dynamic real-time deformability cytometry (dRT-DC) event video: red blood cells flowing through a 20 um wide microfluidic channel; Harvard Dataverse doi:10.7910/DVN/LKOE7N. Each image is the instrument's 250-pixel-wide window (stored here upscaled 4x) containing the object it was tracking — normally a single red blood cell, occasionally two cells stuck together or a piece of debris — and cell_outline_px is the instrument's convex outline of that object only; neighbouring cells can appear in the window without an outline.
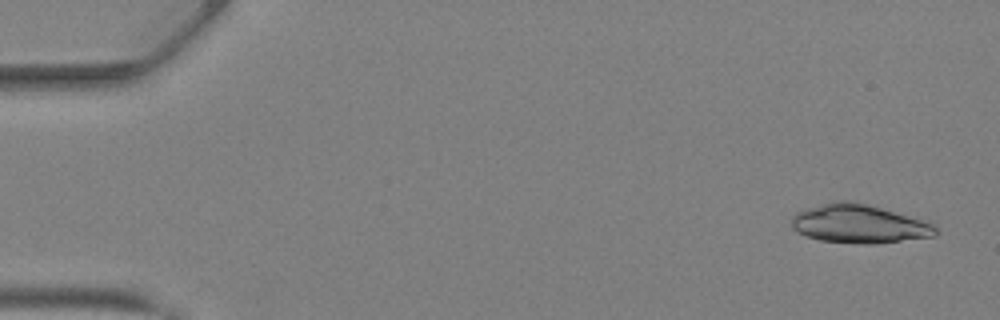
{"species": "Egyptian fruit bat (a non-hibernating species)", "species_latin": "Rousettus aegyptiacus", "temperature_condition": "warm", "stored_images_in_passage": 41, "camera_frame_rate_fps": 3000, "um_per_image_px": 0.085, "animal": {"sex": "female"}, "frame": {"image": 1, "passage_image": 1, "time_ms": 0.0, "image_size_px": [1000, 320], "cell_outline_px": [[936, 236], [876, 244], [860, 244], [820, 240], [796, 232], [792, 228], [792, 216], [796, 212], [804, 208], [832, 200], [852, 200], [932, 220], [936, 224]], "centroid_in_image_um": [73.08, 19.0], "position_along_channel_um": 11.9, "area_um2": 33.47}}
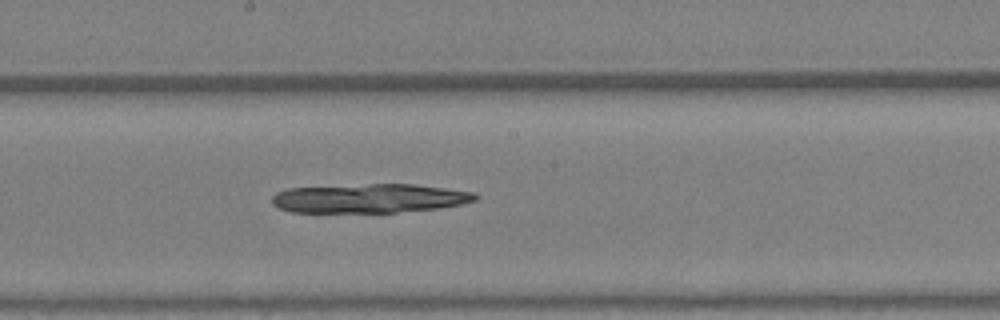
{"frame": {"image": 2, "passage_image": 22, "time_ms": 7.0, "image_size_px": [1000, 320], "cell_outline_px": [[480, 196], [476, 200], [460, 204], [436, 208], [396, 212], [292, 212], [280, 208], [272, 204], [272, 196], [276, 192], [288, 188], [372, 184], [416, 184], [472, 192]], "centroid_in_image_um": [31.38, 16.85], "position_along_channel_um": 216.8, "area_um2": 34.16}}
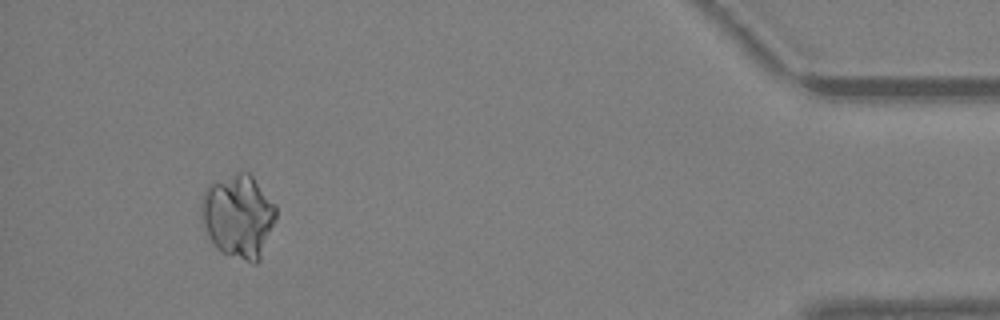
{"frame": {"image": 3, "passage_image": 38, "time_ms": 12.333, "image_size_px": [1000, 320], "cell_outline_px": [[276, 220], [260, 260], [256, 264], [220, 252], [216, 248], [200, 224], [200, 204], [204, 192], [208, 184], [236, 172], [248, 172], [252, 176], [276, 204]], "centroid_in_image_um": [20.24, 18.38], "position_along_channel_um": 415.0, "area_um2": 36.88}}